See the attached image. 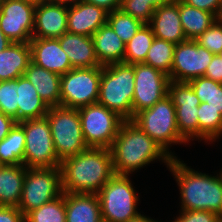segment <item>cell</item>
<instances>
[{"mask_svg": "<svg viewBox=\"0 0 222 222\" xmlns=\"http://www.w3.org/2000/svg\"><path fill=\"white\" fill-rule=\"evenodd\" d=\"M62 191L66 193H93L115 175L112 154L108 148L88 149L64 159L61 164Z\"/></svg>", "mask_w": 222, "mask_h": 222, "instance_id": "1", "label": "cell"}, {"mask_svg": "<svg viewBox=\"0 0 222 222\" xmlns=\"http://www.w3.org/2000/svg\"><path fill=\"white\" fill-rule=\"evenodd\" d=\"M113 170L128 175L155 161L162 160L167 167L172 157L132 120H125L110 148Z\"/></svg>", "mask_w": 222, "mask_h": 222, "instance_id": "2", "label": "cell"}, {"mask_svg": "<svg viewBox=\"0 0 222 222\" xmlns=\"http://www.w3.org/2000/svg\"><path fill=\"white\" fill-rule=\"evenodd\" d=\"M168 168L179 185L181 210H207L222 216V170L219 176L199 173L177 157Z\"/></svg>", "mask_w": 222, "mask_h": 222, "instance_id": "3", "label": "cell"}, {"mask_svg": "<svg viewBox=\"0 0 222 222\" xmlns=\"http://www.w3.org/2000/svg\"><path fill=\"white\" fill-rule=\"evenodd\" d=\"M134 66L113 63L102 66V75L97 103L132 120V101L135 89Z\"/></svg>", "mask_w": 222, "mask_h": 222, "instance_id": "4", "label": "cell"}, {"mask_svg": "<svg viewBox=\"0 0 222 222\" xmlns=\"http://www.w3.org/2000/svg\"><path fill=\"white\" fill-rule=\"evenodd\" d=\"M132 121L172 158H176V156L171 151L169 152V146L187 142L178 132L176 108L168 95L156 102L151 108L138 112Z\"/></svg>", "mask_w": 222, "mask_h": 222, "instance_id": "5", "label": "cell"}, {"mask_svg": "<svg viewBox=\"0 0 222 222\" xmlns=\"http://www.w3.org/2000/svg\"><path fill=\"white\" fill-rule=\"evenodd\" d=\"M51 128L55 152L60 162L88 149L78 109L50 107L46 116Z\"/></svg>", "mask_w": 222, "mask_h": 222, "instance_id": "6", "label": "cell"}, {"mask_svg": "<svg viewBox=\"0 0 222 222\" xmlns=\"http://www.w3.org/2000/svg\"><path fill=\"white\" fill-rule=\"evenodd\" d=\"M103 222H128L141 215L139 201L128 175L115 174L97 193Z\"/></svg>", "mask_w": 222, "mask_h": 222, "instance_id": "7", "label": "cell"}, {"mask_svg": "<svg viewBox=\"0 0 222 222\" xmlns=\"http://www.w3.org/2000/svg\"><path fill=\"white\" fill-rule=\"evenodd\" d=\"M62 193L60 166L26 168L18 208L26 216L31 210L39 208Z\"/></svg>", "mask_w": 222, "mask_h": 222, "instance_id": "8", "label": "cell"}, {"mask_svg": "<svg viewBox=\"0 0 222 222\" xmlns=\"http://www.w3.org/2000/svg\"><path fill=\"white\" fill-rule=\"evenodd\" d=\"M78 111L88 147L110 149L125 119L99 103L80 107Z\"/></svg>", "mask_w": 222, "mask_h": 222, "instance_id": "9", "label": "cell"}, {"mask_svg": "<svg viewBox=\"0 0 222 222\" xmlns=\"http://www.w3.org/2000/svg\"><path fill=\"white\" fill-rule=\"evenodd\" d=\"M18 124L25 131L23 165L27 168L60 166L47 118L27 119Z\"/></svg>", "mask_w": 222, "mask_h": 222, "instance_id": "10", "label": "cell"}, {"mask_svg": "<svg viewBox=\"0 0 222 222\" xmlns=\"http://www.w3.org/2000/svg\"><path fill=\"white\" fill-rule=\"evenodd\" d=\"M101 75L102 66L73 68L61 75L60 106L78 109L97 103Z\"/></svg>", "mask_w": 222, "mask_h": 222, "instance_id": "11", "label": "cell"}, {"mask_svg": "<svg viewBox=\"0 0 222 222\" xmlns=\"http://www.w3.org/2000/svg\"><path fill=\"white\" fill-rule=\"evenodd\" d=\"M134 66V95L132 101V119L141 110L151 108L156 102L168 95L169 76L144 63Z\"/></svg>", "mask_w": 222, "mask_h": 222, "instance_id": "12", "label": "cell"}, {"mask_svg": "<svg viewBox=\"0 0 222 222\" xmlns=\"http://www.w3.org/2000/svg\"><path fill=\"white\" fill-rule=\"evenodd\" d=\"M214 54L195 40H186L175 45L173 63L169 79L176 82H189L204 76Z\"/></svg>", "mask_w": 222, "mask_h": 222, "instance_id": "13", "label": "cell"}, {"mask_svg": "<svg viewBox=\"0 0 222 222\" xmlns=\"http://www.w3.org/2000/svg\"><path fill=\"white\" fill-rule=\"evenodd\" d=\"M36 4L25 0H4L0 6V28L15 43H29L34 30Z\"/></svg>", "mask_w": 222, "mask_h": 222, "instance_id": "14", "label": "cell"}, {"mask_svg": "<svg viewBox=\"0 0 222 222\" xmlns=\"http://www.w3.org/2000/svg\"><path fill=\"white\" fill-rule=\"evenodd\" d=\"M168 96L176 108V122L179 134L187 143L198 140V106L200 99L188 82L171 81L168 85Z\"/></svg>", "mask_w": 222, "mask_h": 222, "instance_id": "15", "label": "cell"}, {"mask_svg": "<svg viewBox=\"0 0 222 222\" xmlns=\"http://www.w3.org/2000/svg\"><path fill=\"white\" fill-rule=\"evenodd\" d=\"M68 6L53 1L36 4L32 38H60L67 32Z\"/></svg>", "mask_w": 222, "mask_h": 222, "instance_id": "16", "label": "cell"}, {"mask_svg": "<svg viewBox=\"0 0 222 222\" xmlns=\"http://www.w3.org/2000/svg\"><path fill=\"white\" fill-rule=\"evenodd\" d=\"M29 44L31 60L36 65L60 76L73 69L67 54L60 46L59 39L32 38Z\"/></svg>", "mask_w": 222, "mask_h": 222, "instance_id": "17", "label": "cell"}, {"mask_svg": "<svg viewBox=\"0 0 222 222\" xmlns=\"http://www.w3.org/2000/svg\"><path fill=\"white\" fill-rule=\"evenodd\" d=\"M108 14L105 9L84 1L68 6L67 32L91 37L107 23Z\"/></svg>", "mask_w": 222, "mask_h": 222, "instance_id": "18", "label": "cell"}, {"mask_svg": "<svg viewBox=\"0 0 222 222\" xmlns=\"http://www.w3.org/2000/svg\"><path fill=\"white\" fill-rule=\"evenodd\" d=\"M154 36L168 42L179 44L186 41L180 20L179 0L157 7L149 22Z\"/></svg>", "mask_w": 222, "mask_h": 222, "instance_id": "19", "label": "cell"}, {"mask_svg": "<svg viewBox=\"0 0 222 222\" xmlns=\"http://www.w3.org/2000/svg\"><path fill=\"white\" fill-rule=\"evenodd\" d=\"M58 39L72 68L101 66L95 53L92 37L66 32Z\"/></svg>", "mask_w": 222, "mask_h": 222, "instance_id": "20", "label": "cell"}, {"mask_svg": "<svg viewBox=\"0 0 222 222\" xmlns=\"http://www.w3.org/2000/svg\"><path fill=\"white\" fill-rule=\"evenodd\" d=\"M65 209L66 222H103L97 194L65 192Z\"/></svg>", "mask_w": 222, "mask_h": 222, "instance_id": "21", "label": "cell"}, {"mask_svg": "<svg viewBox=\"0 0 222 222\" xmlns=\"http://www.w3.org/2000/svg\"><path fill=\"white\" fill-rule=\"evenodd\" d=\"M24 76L32 83L38 95L49 107L60 106L61 76L59 74L48 71L31 61Z\"/></svg>", "mask_w": 222, "mask_h": 222, "instance_id": "22", "label": "cell"}, {"mask_svg": "<svg viewBox=\"0 0 222 222\" xmlns=\"http://www.w3.org/2000/svg\"><path fill=\"white\" fill-rule=\"evenodd\" d=\"M91 37L101 66L124 63L125 43L108 23L101 26Z\"/></svg>", "mask_w": 222, "mask_h": 222, "instance_id": "23", "label": "cell"}, {"mask_svg": "<svg viewBox=\"0 0 222 222\" xmlns=\"http://www.w3.org/2000/svg\"><path fill=\"white\" fill-rule=\"evenodd\" d=\"M17 105V123L43 118L50 108L24 75L17 78Z\"/></svg>", "mask_w": 222, "mask_h": 222, "instance_id": "24", "label": "cell"}, {"mask_svg": "<svg viewBox=\"0 0 222 222\" xmlns=\"http://www.w3.org/2000/svg\"><path fill=\"white\" fill-rule=\"evenodd\" d=\"M31 61L30 44L12 42L0 52V81L23 76Z\"/></svg>", "mask_w": 222, "mask_h": 222, "instance_id": "25", "label": "cell"}, {"mask_svg": "<svg viewBox=\"0 0 222 222\" xmlns=\"http://www.w3.org/2000/svg\"><path fill=\"white\" fill-rule=\"evenodd\" d=\"M26 168L23 164L0 166V206L18 207Z\"/></svg>", "mask_w": 222, "mask_h": 222, "instance_id": "26", "label": "cell"}, {"mask_svg": "<svg viewBox=\"0 0 222 222\" xmlns=\"http://www.w3.org/2000/svg\"><path fill=\"white\" fill-rule=\"evenodd\" d=\"M179 13L187 40H196L217 19L214 14L188 6L182 0H179Z\"/></svg>", "mask_w": 222, "mask_h": 222, "instance_id": "27", "label": "cell"}, {"mask_svg": "<svg viewBox=\"0 0 222 222\" xmlns=\"http://www.w3.org/2000/svg\"><path fill=\"white\" fill-rule=\"evenodd\" d=\"M25 150V131L16 123L9 134L0 141V164L22 165Z\"/></svg>", "mask_w": 222, "mask_h": 222, "instance_id": "28", "label": "cell"}, {"mask_svg": "<svg viewBox=\"0 0 222 222\" xmlns=\"http://www.w3.org/2000/svg\"><path fill=\"white\" fill-rule=\"evenodd\" d=\"M198 140L215 142L222 136V114L218 109L210 107L207 102L198 106Z\"/></svg>", "mask_w": 222, "mask_h": 222, "instance_id": "29", "label": "cell"}, {"mask_svg": "<svg viewBox=\"0 0 222 222\" xmlns=\"http://www.w3.org/2000/svg\"><path fill=\"white\" fill-rule=\"evenodd\" d=\"M155 36L149 24H143L125 44L124 63H144Z\"/></svg>", "mask_w": 222, "mask_h": 222, "instance_id": "30", "label": "cell"}, {"mask_svg": "<svg viewBox=\"0 0 222 222\" xmlns=\"http://www.w3.org/2000/svg\"><path fill=\"white\" fill-rule=\"evenodd\" d=\"M175 44L163 39L154 38L144 64L158 69L168 76L171 73Z\"/></svg>", "mask_w": 222, "mask_h": 222, "instance_id": "31", "label": "cell"}, {"mask_svg": "<svg viewBox=\"0 0 222 222\" xmlns=\"http://www.w3.org/2000/svg\"><path fill=\"white\" fill-rule=\"evenodd\" d=\"M25 222H66L65 192L57 198L31 210Z\"/></svg>", "mask_w": 222, "mask_h": 222, "instance_id": "32", "label": "cell"}, {"mask_svg": "<svg viewBox=\"0 0 222 222\" xmlns=\"http://www.w3.org/2000/svg\"><path fill=\"white\" fill-rule=\"evenodd\" d=\"M201 102L218 109L222 114V83L201 76L188 82Z\"/></svg>", "mask_w": 222, "mask_h": 222, "instance_id": "33", "label": "cell"}, {"mask_svg": "<svg viewBox=\"0 0 222 222\" xmlns=\"http://www.w3.org/2000/svg\"><path fill=\"white\" fill-rule=\"evenodd\" d=\"M107 23L126 44L144 24L121 9L109 12Z\"/></svg>", "mask_w": 222, "mask_h": 222, "instance_id": "34", "label": "cell"}, {"mask_svg": "<svg viewBox=\"0 0 222 222\" xmlns=\"http://www.w3.org/2000/svg\"><path fill=\"white\" fill-rule=\"evenodd\" d=\"M172 1L173 0H121L120 9L142 23L149 24L155 9Z\"/></svg>", "mask_w": 222, "mask_h": 222, "instance_id": "35", "label": "cell"}, {"mask_svg": "<svg viewBox=\"0 0 222 222\" xmlns=\"http://www.w3.org/2000/svg\"><path fill=\"white\" fill-rule=\"evenodd\" d=\"M17 79L1 81L0 112L17 122Z\"/></svg>", "mask_w": 222, "mask_h": 222, "instance_id": "36", "label": "cell"}, {"mask_svg": "<svg viewBox=\"0 0 222 222\" xmlns=\"http://www.w3.org/2000/svg\"><path fill=\"white\" fill-rule=\"evenodd\" d=\"M195 41L214 55L219 54L222 50V20L217 18Z\"/></svg>", "mask_w": 222, "mask_h": 222, "instance_id": "37", "label": "cell"}, {"mask_svg": "<svg viewBox=\"0 0 222 222\" xmlns=\"http://www.w3.org/2000/svg\"><path fill=\"white\" fill-rule=\"evenodd\" d=\"M180 211L181 214L172 222H215L219 217L207 210Z\"/></svg>", "mask_w": 222, "mask_h": 222, "instance_id": "38", "label": "cell"}, {"mask_svg": "<svg viewBox=\"0 0 222 222\" xmlns=\"http://www.w3.org/2000/svg\"><path fill=\"white\" fill-rule=\"evenodd\" d=\"M188 6L214 14L217 18L222 13V0H182Z\"/></svg>", "mask_w": 222, "mask_h": 222, "instance_id": "39", "label": "cell"}, {"mask_svg": "<svg viewBox=\"0 0 222 222\" xmlns=\"http://www.w3.org/2000/svg\"><path fill=\"white\" fill-rule=\"evenodd\" d=\"M0 222H25V215L18 207L0 206Z\"/></svg>", "mask_w": 222, "mask_h": 222, "instance_id": "40", "label": "cell"}, {"mask_svg": "<svg viewBox=\"0 0 222 222\" xmlns=\"http://www.w3.org/2000/svg\"><path fill=\"white\" fill-rule=\"evenodd\" d=\"M204 77L222 83V59L218 54L213 56L212 61L207 67Z\"/></svg>", "mask_w": 222, "mask_h": 222, "instance_id": "41", "label": "cell"}, {"mask_svg": "<svg viewBox=\"0 0 222 222\" xmlns=\"http://www.w3.org/2000/svg\"><path fill=\"white\" fill-rule=\"evenodd\" d=\"M17 122L3 112H0V141H2L8 134L9 131Z\"/></svg>", "mask_w": 222, "mask_h": 222, "instance_id": "42", "label": "cell"}, {"mask_svg": "<svg viewBox=\"0 0 222 222\" xmlns=\"http://www.w3.org/2000/svg\"><path fill=\"white\" fill-rule=\"evenodd\" d=\"M83 1L101 7L108 12L118 10L121 7V0H83Z\"/></svg>", "mask_w": 222, "mask_h": 222, "instance_id": "43", "label": "cell"}, {"mask_svg": "<svg viewBox=\"0 0 222 222\" xmlns=\"http://www.w3.org/2000/svg\"><path fill=\"white\" fill-rule=\"evenodd\" d=\"M12 43V41H10L2 32L1 28H0V52L3 51L4 49H6L10 44Z\"/></svg>", "mask_w": 222, "mask_h": 222, "instance_id": "44", "label": "cell"}, {"mask_svg": "<svg viewBox=\"0 0 222 222\" xmlns=\"http://www.w3.org/2000/svg\"><path fill=\"white\" fill-rule=\"evenodd\" d=\"M51 1L60 3L65 6H72L82 2L83 0H51Z\"/></svg>", "mask_w": 222, "mask_h": 222, "instance_id": "45", "label": "cell"}, {"mask_svg": "<svg viewBox=\"0 0 222 222\" xmlns=\"http://www.w3.org/2000/svg\"><path fill=\"white\" fill-rule=\"evenodd\" d=\"M128 222H158V221H155L154 219H151V217H146L144 215H140L139 217L135 218V219H132Z\"/></svg>", "mask_w": 222, "mask_h": 222, "instance_id": "46", "label": "cell"}, {"mask_svg": "<svg viewBox=\"0 0 222 222\" xmlns=\"http://www.w3.org/2000/svg\"><path fill=\"white\" fill-rule=\"evenodd\" d=\"M25 1H29V2L34 3V4H41V3H43L47 0H25Z\"/></svg>", "mask_w": 222, "mask_h": 222, "instance_id": "47", "label": "cell"}, {"mask_svg": "<svg viewBox=\"0 0 222 222\" xmlns=\"http://www.w3.org/2000/svg\"><path fill=\"white\" fill-rule=\"evenodd\" d=\"M215 222H222V216H219Z\"/></svg>", "mask_w": 222, "mask_h": 222, "instance_id": "48", "label": "cell"}, {"mask_svg": "<svg viewBox=\"0 0 222 222\" xmlns=\"http://www.w3.org/2000/svg\"><path fill=\"white\" fill-rule=\"evenodd\" d=\"M218 55L222 59V50L220 51V53Z\"/></svg>", "mask_w": 222, "mask_h": 222, "instance_id": "49", "label": "cell"}]
</instances>
